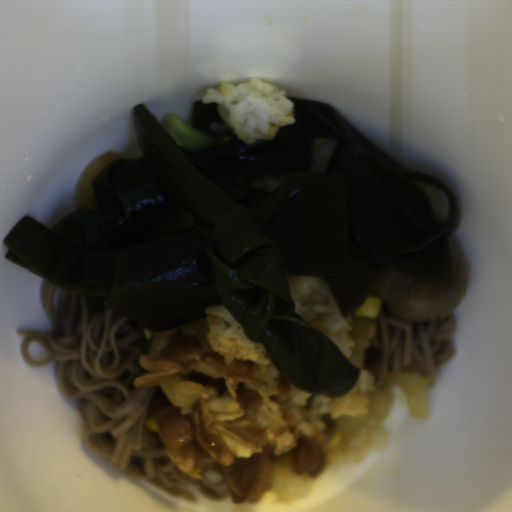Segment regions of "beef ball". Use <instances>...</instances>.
Instances as JSON below:
<instances>
[{"mask_svg":"<svg viewBox=\"0 0 512 512\" xmlns=\"http://www.w3.org/2000/svg\"><path fill=\"white\" fill-rule=\"evenodd\" d=\"M452 261L450 286L389 270L374 290L387 313L408 321H438L460 305L471 273L457 236L447 238Z\"/></svg>","mask_w":512,"mask_h":512,"instance_id":"obj_1","label":"beef ball"}]
</instances>
